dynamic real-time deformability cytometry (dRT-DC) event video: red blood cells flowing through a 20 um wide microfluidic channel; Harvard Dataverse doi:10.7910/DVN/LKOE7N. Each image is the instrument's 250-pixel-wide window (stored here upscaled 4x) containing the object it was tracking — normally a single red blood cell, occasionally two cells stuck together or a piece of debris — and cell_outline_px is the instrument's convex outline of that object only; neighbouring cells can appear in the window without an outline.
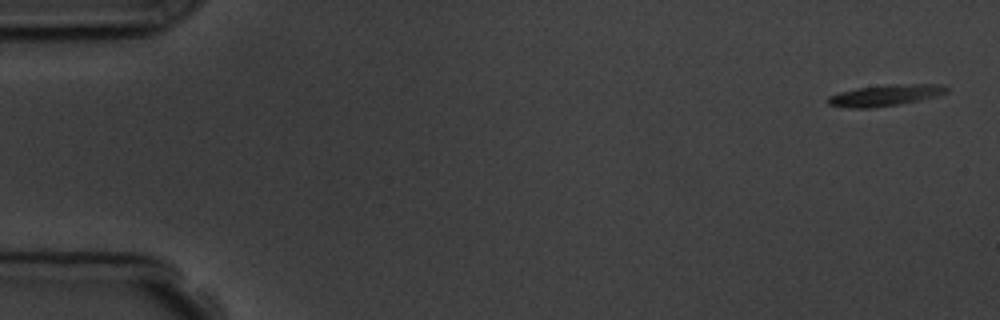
{"species": "common noctule bat (a hibernating species)", "species_latin": "Nyctalus noctula", "temperature_condition": "room temperature", "stored_images_in_passage": 4, "camera_frame_rate_fps": 3000, "um_per_image_px": 0.085, "animal": {"sex": "male", "body_mass_g": 19.5, "forearm_length_mm": 54.6}, "frame": {"image": 1, "passage_image": 1, "time_ms": 0.0, "image_size_px": [1000, 320], "cell_outline_px": [[948, 92], [936, 96], [900, 104], [872, 108], [848, 108], [828, 104], [828, 96], [840, 92], [856, 88], [888, 84], [944, 84], [948, 88]], "centroid_in_image_um": [75.26, 8.09], "position_along_channel_um": 9.7, "area_um2": 14.74}}